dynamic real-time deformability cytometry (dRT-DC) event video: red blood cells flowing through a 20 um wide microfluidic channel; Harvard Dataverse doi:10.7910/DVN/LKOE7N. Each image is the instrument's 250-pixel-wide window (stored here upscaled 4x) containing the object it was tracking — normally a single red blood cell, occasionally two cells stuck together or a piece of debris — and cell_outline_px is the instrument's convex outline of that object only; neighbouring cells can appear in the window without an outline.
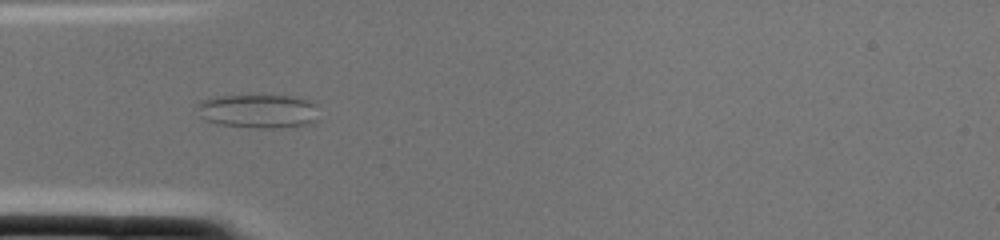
{"species": "common noctule bat (a hibernating species)", "species_latin": "Nyctalus noctula", "temperature_condition": "cold", "stored_images_in_passage": 2, "camera_frame_rate_fps": 3000, "um_per_image_px": 0.085, "animal": {"sex": "female", "body_mass_g": 22.0, "forearm_length_mm": 56.7}, "frame": {"image": 1, "passage_image": 2, "time_ms": 0.333, "image_size_px": [1000, 240], "cell_outline_px": [[316, 120], [308, 124], [272, 128], [260, 128], [216, 124], [204, 120], [200, 116], [196, 104], [200, 100], [216, 96], [300, 96], [316, 104]], "centroid_in_image_um": [21.91, 9.44], "position_along_channel_um": 63.1, "area_um2": 24.04}}